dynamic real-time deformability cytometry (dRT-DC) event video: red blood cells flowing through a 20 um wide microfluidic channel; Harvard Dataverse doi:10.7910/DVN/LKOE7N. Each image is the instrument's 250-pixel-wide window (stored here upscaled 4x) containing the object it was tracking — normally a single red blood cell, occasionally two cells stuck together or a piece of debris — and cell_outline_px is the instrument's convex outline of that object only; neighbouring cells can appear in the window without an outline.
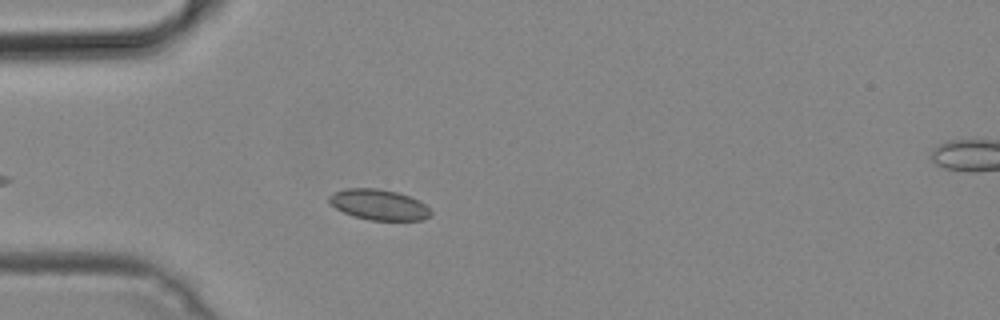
{"species": "common noctule bat (a hibernating species)", "species_latin": "Nyctalus noctula", "temperature_condition": "cold", "stored_images_in_passage": 37, "camera_frame_rate_fps": 3000, "um_per_image_px": 0.085, "animal": {"sex": "male", "body_mass_g": 19.2, "forearm_length_mm": 51.8}, "frame": {"image": 1, "passage_image": 6, "time_ms": 1.667, "image_size_px": [1000, 320], "cell_outline_px": [[432, 212], [428, 216], [420, 220], [368, 220], [352, 216], [336, 208], [328, 200], [328, 196], [344, 188], [376, 188], [396, 192], [408, 196], [424, 204]], "centroid_in_image_um": [32.16, 17.4], "position_along_channel_um": 52.8, "area_um2": 17.86}}
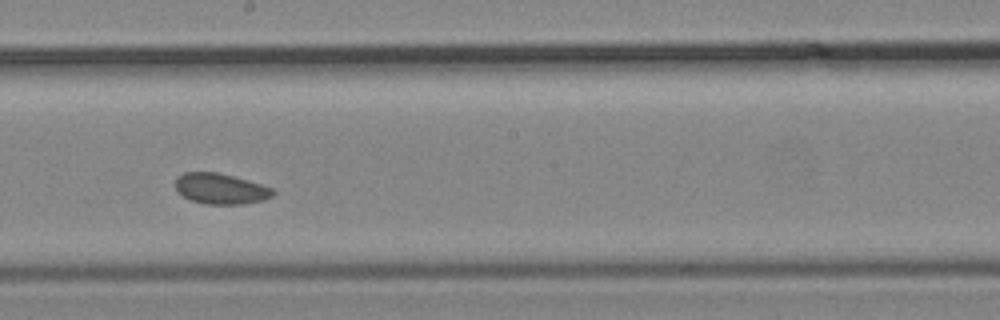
{"frame": {"image": 2, "passage_image": 20, "time_ms": 6.333, "image_size_px": [1000, 320], "cell_outline_px": [[276, 192], [272, 196], [264, 200], [240, 204], [204, 204], [192, 200], [184, 196], [176, 188], [176, 176], [184, 172], [216, 172], [248, 180], [272, 188]], "centroid_in_image_um": [18.76, 16.04], "position_along_channel_um": 229.4, "area_um2": 17.28}}
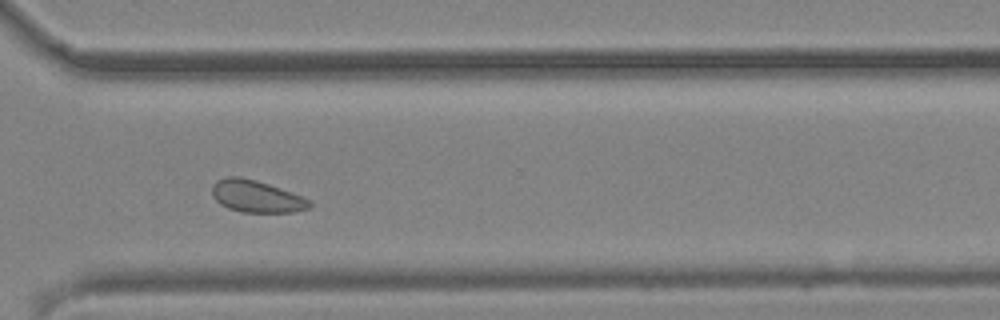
{"frame": {"image": 3, "passage_image": 29, "time_ms": 9.333, "image_size_px": [1000, 320], "cell_outline_px": [[312, 204], [308, 208], [292, 212], [240, 212], [228, 208], [220, 204], [212, 196], [212, 184], [216, 180], [228, 176], [240, 176], [256, 180], [292, 192], [312, 200]], "centroid_in_image_um": [21.77, 16.68], "position_along_channel_um": 348.8, "area_um2": 18.32}}